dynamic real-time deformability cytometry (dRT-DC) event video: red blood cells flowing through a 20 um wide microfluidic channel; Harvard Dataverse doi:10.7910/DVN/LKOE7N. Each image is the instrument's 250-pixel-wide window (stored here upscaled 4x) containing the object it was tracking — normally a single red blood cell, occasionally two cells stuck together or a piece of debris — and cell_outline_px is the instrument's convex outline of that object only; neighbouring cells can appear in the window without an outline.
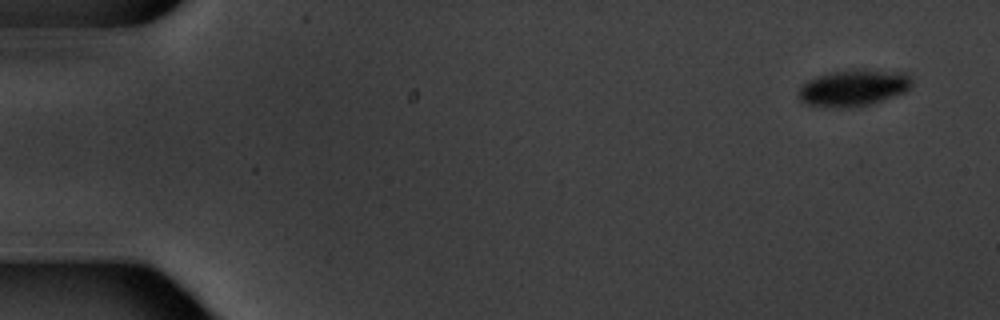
{"species": "common noctule bat (a hibernating species)", "species_latin": "Nyctalus noctula", "temperature_condition": "warm", "stored_images_in_passage": 15, "camera_frame_rate_fps": 3000, "um_per_image_px": 0.085, "animal": {"sex": "male", "body_mass_g": 20.1, "forearm_length_mm": 53.5}, "frame": {"image": 1, "passage_image": 1, "time_ms": 0.0, "image_size_px": [1000, 320], "cell_outline_px": [[912, 84], [904, 92], [872, 104], [848, 108], [836, 108], [804, 104], [796, 96], [800, 88], [808, 80], [816, 76], [832, 72], [860, 68], [908, 72], [912, 80]], "centroid_in_image_um": [72.55, 7.46], "position_along_channel_um": 12.5, "area_um2": 24.57}}
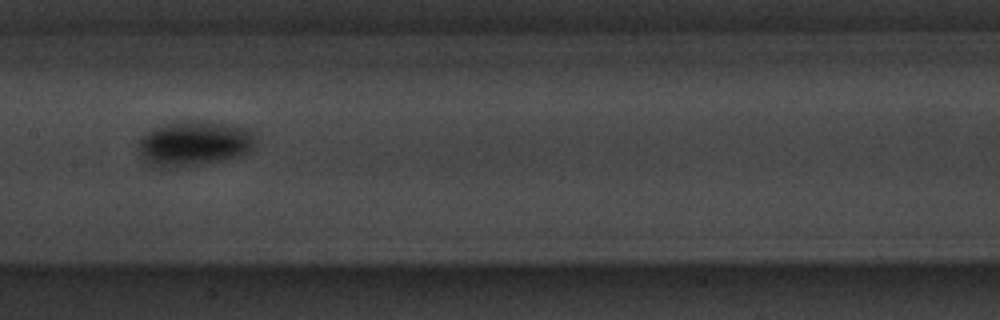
{"frame": {"image": 2, "passage_image": 8, "time_ms": 9.0, "image_size_px": [1000, 320], "cell_outline_px": [[256, 144], [248, 152], [240, 156], [224, 160], [200, 164], [152, 164], [144, 160], [136, 144], [136, 140], [144, 132], [152, 128], [192, 120], [208, 120], [236, 124], [248, 128], [252, 132]], "centroid_in_image_um": [16.56, 12.12], "position_along_channel_um": 190.8, "area_um2": 30.4}}
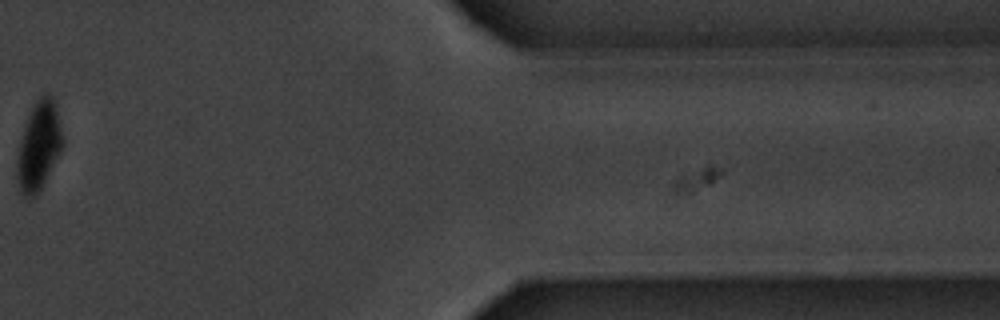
{"frame": {"image": 3, "passage_image": 14, "time_ms": 16.667, "image_size_px": [1000, 320], "cell_outline_px": [[64, 140], [60, 152], [40, 188], [32, 196], [24, 196], [20, 192], [16, 176], [16, 164], [20, 140], [28, 116], [40, 92], [48, 92], [52, 96]], "centroid_in_image_um": [3.28, 12.35], "position_along_channel_um": 408.1, "area_um2": 23.06}, "authors_computed_cell_mechanics": {"area_um2": 25.9522, "velocity_mm_per_s": 3.4499, "shape_relaxation_time_tau1_ms": 6.471, "shape_relaxation_time_tau2_ms": null, "deformation_change_tau1": 0.1531, "deformation_change_tau2": null}}